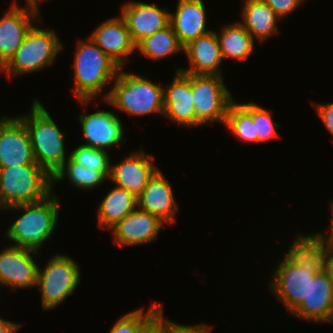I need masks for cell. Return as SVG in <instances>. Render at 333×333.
Instances as JSON below:
<instances>
[{
    "mask_svg": "<svg viewBox=\"0 0 333 333\" xmlns=\"http://www.w3.org/2000/svg\"><path fill=\"white\" fill-rule=\"evenodd\" d=\"M297 236L269 281L289 314L307 298L311 279L322 269L321 246L310 235Z\"/></svg>",
    "mask_w": 333,
    "mask_h": 333,
    "instance_id": "1",
    "label": "cell"
},
{
    "mask_svg": "<svg viewBox=\"0 0 333 333\" xmlns=\"http://www.w3.org/2000/svg\"><path fill=\"white\" fill-rule=\"evenodd\" d=\"M58 199L52 192L40 201L4 208L24 212L5 231L8 239L15 243L12 246L39 251L57 227L60 206Z\"/></svg>",
    "mask_w": 333,
    "mask_h": 333,
    "instance_id": "2",
    "label": "cell"
},
{
    "mask_svg": "<svg viewBox=\"0 0 333 333\" xmlns=\"http://www.w3.org/2000/svg\"><path fill=\"white\" fill-rule=\"evenodd\" d=\"M31 107V113L17 117L28 131L36 163L53 177L66 162L65 133L37 99Z\"/></svg>",
    "mask_w": 333,
    "mask_h": 333,
    "instance_id": "3",
    "label": "cell"
},
{
    "mask_svg": "<svg viewBox=\"0 0 333 333\" xmlns=\"http://www.w3.org/2000/svg\"><path fill=\"white\" fill-rule=\"evenodd\" d=\"M80 40L74 53V94L82 104L114 81L120 67L90 38Z\"/></svg>",
    "mask_w": 333,
    "mask_h": 333,
    "instance_id": "4",
    "label": "cell"
},
{
    "mask_svg": "<svg viewBox=\"0 0 333 333\" xmlns=\"http://www.w3.org/2000/svg\"><path fill=\"white\" fill-rule=\"evenodd\" d=\"M120 68L113 87L105 94L107 103L132 116L164 114L163 86Z\"/></svg>",
    "mask_w": 333,
    "mask_h": 333,
    "instance_id": "5",
    "label": "cell"
},
{
    "mask_svg": "<svg viewBox=\"0 0 333 333\" xmlns=\"http://www.w3.org/2000/svg\"><path fill=\"white\" fill-rule=\"evenodd\" d=\"M53 185V177L38 164L0 168V203L4 209L40 201Z\"/></svg>",
    "mask_w": 333,
    "mask_h": 333,
    "instance_id": "6",
    "label": "cell"
},
{
    "mask_svg": "<svg viewBox=\"0 0 333 333\" xmlns=\"http://www.w3.org/2000/svg\"><path fill=\"white\" fill-rule=\"evenodd\" d=\"M59 40L55 31L41 29L34 24L6 64V75H23L51 66L63 46Z\"/></svg>",
    "mask_w": 333,
    "mask_h": 333,
    "instance_id": "7",
    "label": "cell"
},
{
    "mask_svg": "<svg viewBox=\"0 0 333 333\" xmlns=\"http://www.w3.org/2000/svg\"><path fill=\"white\" fill-rule=\"evenodd\" d=\"M79 265L69 256L56 254L44 269L38 268L36 286L41 293V305L51 310L72 295L80 283Z\"/></svg>",
    "mask_w": 333,
    "mask_h": 333,
    "instance_id": "8",
    "label": "cell"
},
{
    "mask_svg": "<svg viewBox=\"0 0 333 333\" xmlns=\"http://www.w3.org/2000/svg\"><path fill=\"white\" fill-rule=\"evenodd\" d=\"M222 77L190 74L195 117L202 125L218 121L225 124L228 108L234 100Z\"/></svg>",
    "mask_w": 333,
    "mask_h": 333,
    "instance_id": "9",
    "label": "cell"
},
{
    "mask_svg": "<svg viewBox=\"0 0 333 333\" xmlns=\"http://www.w3.org/2000/svg\"><path fill=\"white\" fill-rule=\"evenodd\" d=\"M37 164L30 137L18 117L0 118V168Z\"/></svg>",
    "mask_w": 333,
    "mask_h": 333,
    "instance_id": "10",
    "label": "cell"
},
{
    "mask_svg": "<svg viewBox=\"0 0 333 333\" xmlns=\"http://www.w3.org/2000/svg\"><path fill=\"white\" fill-rule=\"evenodd\" d=\"M11 8L0 18V59L7 64L21 46L27 32L33 26V20L38 16L39 8L27 3L25 8L13 1ZM33 19V20H32Z\"/></svg>",
    "mask_w": 333,
    "mask_h": 333,
    "instance_id": "11",
    "label": "cell"
},
{
    "mask_svg": "<svg viewBox=\"0 0 333 333\" xmlns=\"http://www.w3.org/2000/svg\"><path fill=\"white\" fill-rule=\"evenodd\" d=\"M37 251L9 245L0 251V284L17 288L35 287L38 266L32 255Z\"/></svg>",
    "mask_w": 333,
    "mask_h": 333,
    "instance_id": "12",
    "label": "cell"
},
{
    "mask_svg": "<svg viewBox=\"0 0 333 333\" xmlns=\"http://www.w3.org/2000/svg\"><path fill=\"white\" fill-rule=\"evenodd\" d=\"M154 157L139 151L126 156L124 160L110 167L109 179L117 187L123 188L138 197L150 178L159 169L152 161ZM155 165V166H154Z\"/></svg>",
    "mask_w": 333,
    "mask_h": 333,
    "instance_id": "13",
    "label": "cell"
},
{
    "mask_svg": "<svg viewBox=\"0 0 333 333\" xmlns=\"http://www.w3.org/2000/svg\"><path fill=\"white\" fill-rule=\"evenodd\" d=\"M78 120L86 143L82 145L96 149H110L124 142V127L120 118L110 111L97 110L91 114H80Z\"/></svg>",
    "mask_w": 333,
    "mask_h": 333,
    "instance_id": "14",
    "label": "cell"
},
{
    "mask_svg": "<svg viewBox=\"0 0 333 333\" xmlns=\"http://www.w3.org/2000/svg\"><path fill=\"white\" fill-rule=\"evenodd\" d=\"M167 8L129 1L121 8L120 16L124 19L131 39L137 45L144 38L170 24V12Z\"/></svg>",
    "mask_w": 333,
    "mask_h": 333,
    "instance_id": "15",
    "label": "cell"
},
{
    "mask_svg": "<svg viewBox=\"0 0 333 333\" xmlns=\"http://www.w3.org/2000/svg\"><path fill=\"white\" fill-rule=\"evenodd\" d=\"M164 116L183 127L203 126L195 117L190 74L176 71L172 83L163 88Z\"/></svg>",
    "mask_w": 333,
    "mask_h": 333,
    "instance_id": "16",
    "label": "cell"
},
{
    "mask_svg": "<svg viewBox=\"0 0 333 333\" xmlns=\"http://www.w3.org/2000/svg\"><path fill=\"white\" fill-rule=\"evenodd\" d=\"M290 314L307 321L333 323V281L323 269L311 279L307 298Z\"/></svg>",
    "mask_w": 333,
    "mask_h": 333,
    "instance_id": "17",
    "label": "cell"
},
{
    "mask_svg": "<svg viewBox=\"0 0 333 333\" xmlns=\"http://www.w3.org/2000/svg\"><path fill=\"white\" fill-rule=\"evenodd\" d=\"M89 38L100 47L120 68L129 61L136 50L127 25L120 16L107 19L99 24Z\"/></svg>",
    "mask_w": 333,
    "mask_h": 333,
    "instance_id": "18",
    "label": "cell"
},
{
    "mask_svg": "<svg viewBox=\"0 0 333 333\" xmlns=\"http://www.w3.org/2000/svg\"><path fill=\"white\" fill-rule=\"evenodd\" d=\"M164 223L159 217L137 207L110 230L116 245L135 246L155 240Z\"/></svg>",
    "mask_w": 333,
    "mask_h": 333,
    "instance_id": "19",
    "label": "cell"
},
{
    "mask_svg": "<svg viewBox=\"0 0 333 333\" xmlns=\"http://www.w3.org/2000/svg\"><path fill=\"white\" fill-rule=\"evenodd\" d=\"M187 56L189 68H177L176 71L196 75H220L223 60L216 32L211 30L183 47Z\"/></svg>",
    "mask_w": 333,
    "mask_h": 333,
    "instance_id": "20",
    "label": "cell"
},
{
    "mask_svg": "<svg viewBox=\"0 0 333 333\" xmlns=\"http://www.w3.org/2000/svg\"><path fill=\"white\" fill-rule=\"evenodd\" d=\"M158 169L137 197L138 208L159 217L163 222L173 223L178 205L174 199L172 185Z\"/></svg>",
    "mask_w": 333,
    "mask_h": 333,
    "instance_id": "21",
    "label": "cell"
},
{
    "mask_svg": "<svg viewBox=\"0 0 333 333\" xmlns=\"http://www.w3.org/2000/svg\"><path fill=\"white\" fill-rule=\"evenodd\" d=\"M203 0H178L175 13L170 12V24L184 47L190 41L208 34Z\"/></svg>",
    "mask_w": 333,
    "mask_h": 333,
    "instance_id": "22",
    "label": "cell"
},
{
    "mask_svg": "<svg viewBox=\"0 0 333 333\" xmlns=\"http://www.w3.org/2000/svg\"><path fill=\"white\" fill-rule=\"evenodd\" d=\"M240 23L260 43L278 33L277 21L280 19L263 0H244Z\"/></svg>",
    "mask_w": 333,
    "mask_h": 333,
    "instance_id": "23",
    "label": "cell"
},
{
    "mask_svg": "<svg viewBox=\"0 0 333 333\" xmlns=\"http://www.w3.org/2000/svg\"><path fill=\"white\" fill-rule=\"evenodd\" d=\"M137 207V197L133 193L115 186L98 206V225L110 230Z\"/></svg>",
    "mask_w": 333,
    "mask_h": 333,
    "instance_id": "24",
    "label": "cell"
},
{
    "mask_svg": "<svg viewBox=\"0 0 333 333\" xmlns=\"http://www.w3.org/2000/svg\"><path fill=\"white\" fill-rule=\"evenodd\" d=\"M216 33L219 41L222 58H233L238 61L245 60L254 50V38L238 21L226 25Z\"/></svg>",
    "mask_w": 333,
    "mask_h": 333,
    "instance_id": "25",
    "label": "cell"
},
{
    "mask_svg": "<svg viewBox=\"0 0 333 333\" xmlns=\"http://www.w3.org/2000/svg\"><path fill=\"white\" fill-rule=\"evenodd\" d=\"M137 49L145 57L152 60L163 59L181 50L183 52V46L179 43L171 24L144 38L136 45Z\"/></svg>",
    "mask_w": 333,
    "mask_h": 333,
    "instance_id": "26",
    "label": "cell"
},
{
    "mask_svg": "<svg viewBox=\"0 0 333 333\" xmlns=\"http://www.w3.org/2000/svg\"><path fill=\"white\" fill-rule=\"evenodd\" d=\"M65 175L73 187L90 190L103 184L104 180L109 178L110 171H93L78 165L68 156L67 162L54 174L53 183L62 181L66 177Z\"/></svg>",
    "mask_w": 333,
    "mask_h": 333,
    "instance_id": "27",
    "label": "cell"
},
{
    "mask_svg": "<svg viewBox=\"0 0 333 333\" xmlns=\"http://www.w3.org/2000/svg\"><path fill=\"white\" fill-rule=\"evenodd\" d=\"M225 125L241 141L258 142L252 118V102L240 104L234 100L228 108Z\"/></svg>",
    "mask_w": 333,
    "mask_h": 333,
    "instance_id": "28",
    "label": "cell"
},
{
    "mask_svg": "<svg viewBox=\"0 0 333 333\" xmlns=\"http://www.w3.org/2000/svg\"><path fill=\"white\" fill-rule=\"evenodd\" d=\"M69 156L78 165L93 171H110L111 160L107 150L79 145Z\"/></svg>",
    "mask_w": 333,
    "mask_h": 333,
    "instance_id": "29",
    "label": "cell"
},
{
    "mask_svg": "<svg viewBox=\"0 0 333 333\" xmlns=\"http://www.w3.org/2000/svg\"><path fill=\"white\" fill-rule=\"evenodd\" d=\"M159 305H153L149 310L143 311V308H139L134 311L125 313L118 320L109 331V333H138V330L157 312L161 307Z\"/></svg>",
    "mask_w": 333,
    "mask_h": 333,
    "instance_id": "30",
    "label": "cell"
},
{
    "mask_svg": "<svg viewBox=\"0 0 333 333\" xmlns=\"http://www.w3.org/2000/svg\"><path fill=\"white\" fill-rule=\"evenodd\" d=\"M252 118L255 123L256 135H258V142L268 141L269 139L278 136L277 130L280 126L274 122L270 111L258 106L252 102Z\"/></svg>",
    "mask_w": 333,
    "mask_h": 333,
    "instance_id": "31",
    "label": "cell"
},
{
    "mask_svg": "<svg viewBox=\"0 0 333 333\" xmlns=\"http://www.w3.org/2000/svg\"><path fill=\"white\" fill-rule=\"evenodd\" d=\"M210 330L205 324L182 325L164 318V333H209Z\"/></svg>",
    "mask_w": 333,
    "mask_h": 333,
    "instance_id": "32",
    "label": "cell"
},
{
    "mask_svg": "<svg viewBox=\"0 0 333 333\" xmlns=\"http://www.w3.org/2000/svg\"><path fill=\"white\" fill-rule=\"evenodd\" d=\"M268 4L279 18L291 14L305 0H263Z\"/></svg>",
    "mask_w": 333,
    "mask_h": 333,
    "instance_id": "33",
    "label": "cell"
},
{
    "mask_svg": "<svg viewBox=\"0 0 333 333\" xmlns=\"http://www.w3.org/2000/svg\"><path fill=\"white\" fill-rule=\"evenodd\" d=\"M138 333H164L162 305L157 312L138 330Z\"/></svg>",
    "mask_w": 333,
    "mask_h": 333,
    "instance_id": "34",
    "label": "cell"
},
{
    "mask_svg": "<svg viewBox=\"0 0 333 333\" xmlns=\"http://www.w3.org/2000/svg\"><path fill=\"white\" fill-rule=\"evenodd\" d=\"M318 116L321 118L326 129L333 135V103H312Z\"/></svg>",
    "mask_w": 333,
    "mask_h": 333,
    "instance_id": "35",
    "label": "cell"
},
{
    "mask_svg": "<svg viewBox=\"0 0 333 333\" xmlns=\"http://www.w3.org/2000/svg\"><path fill=\"white\" fill-rule=\"evenodd\" d=\"M322 269L333 281V246H321Z\"/></svg>",
    "mask_w": 333,
    "mask_h": 333,
    "instance_id": "36",
    "label": "cell"
},
{
    "mask_svg": "<svg viewBox=\"0 0 333 333\" xmlns=\"http://www.w3.org/2000/svg\"><path fill=\"white\" fill-rule=\"evenodd\" d=\"M331 207V214H332V219H331V227L329 226L330 231L329 234H322L320 232L316 234H310V236L320 245V246H333V203L330 205Z\"/></svg>",
    "mask_w": 333,
    "mask_h": 333,
    "instance_id": "37",
    "label": "cell"
},
{
    "mask_svg": "<svg viewBox=\"0 0 333 333\" xmlns=\"http://www.w3.org/2000/svg\"><path fill=\"white\" fill-rule=\"evenodd\" d=\"M20 325L0 318V333H16Z\"/></svg>",
    "mask_w": 333,
    "mask_h": 333,
    "instance_id": "38",
    "label": "cell"
},
{
    "mask_svg": "<svg viewBox=\"0 0 333 333\" xmlns=\"http://www.w3.org/2000/svg\"><path fill=\"white\" fill-rule=\"evenodd\" d=\"M0 71L6 72V64L0 59Z\"/></svg>",
    "mask_w": 333,
    "mask_h": 333,
    "instance_id": "39",
    "label": "cell"
},
{
    "mask_svg": "<svg viewBox=\"0 0 333 333\" xmlns=\"http://www.w3.org/2000/svg\"><path fill=\"white\" fill-rule=\"evenodd\" d=\"M25 1H26V3L35 4V5L38 6V1H39V0H25ZM40 1H42V0H40Z\"/></svg>",
    "mask_w": 333,
    "mask_h": 333,
    "instance_id": "40",
    "label": "cell"
}]
</instances>
